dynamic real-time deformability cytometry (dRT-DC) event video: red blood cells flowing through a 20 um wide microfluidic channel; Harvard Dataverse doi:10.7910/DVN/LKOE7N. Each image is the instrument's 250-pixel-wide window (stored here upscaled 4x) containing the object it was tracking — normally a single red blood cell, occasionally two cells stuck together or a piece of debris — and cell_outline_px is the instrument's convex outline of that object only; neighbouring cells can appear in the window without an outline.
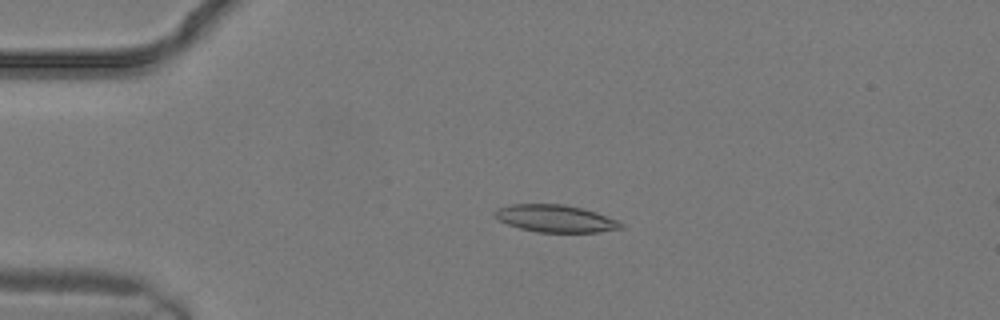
{"species": "common noctule bat (a hibernating species)", "species_latin": "Nyctalus noctula", "temperature_condition": "warm", "stored_images_in_passage": 9, "camera_frame_rate_fps": 3000, "um_per_image_px": 0.085, "animal": {"sex": "male", "body_mass_g": 19.2, "forearm_length_mm": 51.8}, "frame": {"image": 1, "passage_image": 6, "time_ms": 1.667, "image_size_px": [1000, 320], "cell_outline_px": [[624, 228], [596, 232], [536, 232], [520, 228], [508, 224], [500, 220], [492, 212], [496, 208], [512, 204], [564, 204], [596, 212], [616, 220], [624, 224]], "centroid_in_image_um": [47.2, 18.57], "position_along_channel_um": 37.8, "area_um2": 19.94}}